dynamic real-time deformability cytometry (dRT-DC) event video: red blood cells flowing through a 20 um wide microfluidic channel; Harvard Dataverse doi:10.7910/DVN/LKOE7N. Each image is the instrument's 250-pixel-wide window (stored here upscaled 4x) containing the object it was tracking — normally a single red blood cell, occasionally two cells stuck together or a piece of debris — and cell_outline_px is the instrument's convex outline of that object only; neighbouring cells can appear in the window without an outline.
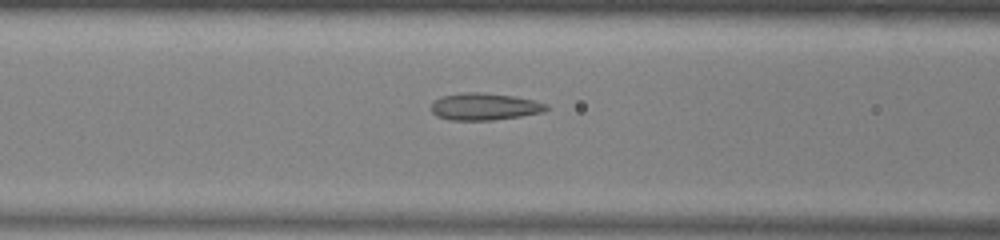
{"species": "common noctule bat (a hibernating species)", "species_latin": "Nyctalus noctula", "temperature_condition": "warm", "stored_images_in_passage": 51, "camera_frame_rate_fps": 3000, "um_per_image_px": 0.085, "animal": {"sex": "male", "body_mass_g": 13.0, "forearm_length_mm": 53.1}, "frame": {"image": 1, "passage_image": 20, "time_ms": 6.333, "image_size_px": [1000, 240], "cell_outline_px": [[548, 108], [544, 112], [520, 116], [492, 120], [448, 120], [436, 116], [432, 112], [432, 100], [444, 96], [460, 92], [480, 92], [516, 96], [536, 100], [548, 104]], "centroid_in_image_um": [41.19, 9.05], "position_along_channel_um": 125.4, "area_um2": 18.38}}
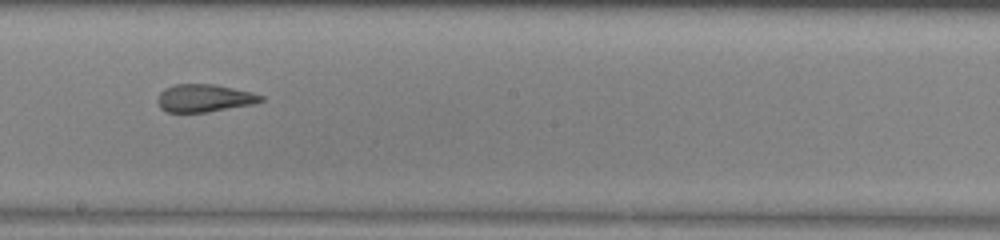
{"frame": {"image": 2, "passage_image": 28, "time_ms": 9.0, "image_size_px": [1000, 240], "cell_outline_px": [[264, 100], [252, 104], [208, 112], [168, 112], [160, 108], [156, 100], [160, 92], [164, 88], [176, 84], [216, 84], [252, 92], [264, 96]], "centroid_in_image_um": [17.35, 8.33], "position_along_channel_um": 230.8, "area_um2": 16.76}}
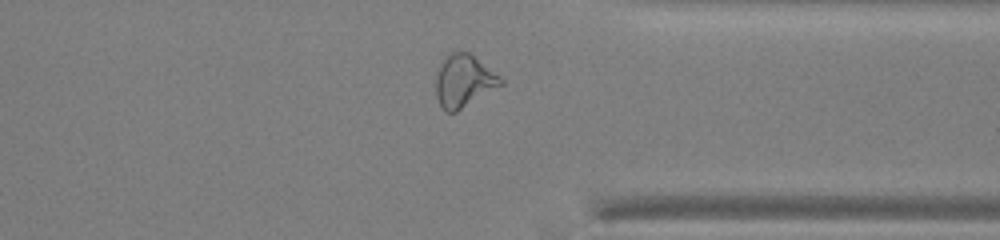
{"frame": {"image": 3, "passage_image": 39, "time_ms": 12.667, "image_size_px": [1000, 240], "cell_outline_px": [[504, 84], [456, 112], [444, 112], [436, 96], [436, 76], [440, 64], [448, 52], [468, 52], [504, 80]], "centroid_in_image_um": [39.4, 6.9], "position_along_channel_um": 372.0, "area_um2": 19.65}, "authors_computed_cell_mechanics": {"area_um2": 20.2878, "velocity_mm_per_s": 3.9594, "shape_relaxation_time_tau1_ms": null, "shape_relaxation_time_tau2_ms": 1.7622, "deformation_change_tau1": null, "deformation_change_tau2": 0.1099}}